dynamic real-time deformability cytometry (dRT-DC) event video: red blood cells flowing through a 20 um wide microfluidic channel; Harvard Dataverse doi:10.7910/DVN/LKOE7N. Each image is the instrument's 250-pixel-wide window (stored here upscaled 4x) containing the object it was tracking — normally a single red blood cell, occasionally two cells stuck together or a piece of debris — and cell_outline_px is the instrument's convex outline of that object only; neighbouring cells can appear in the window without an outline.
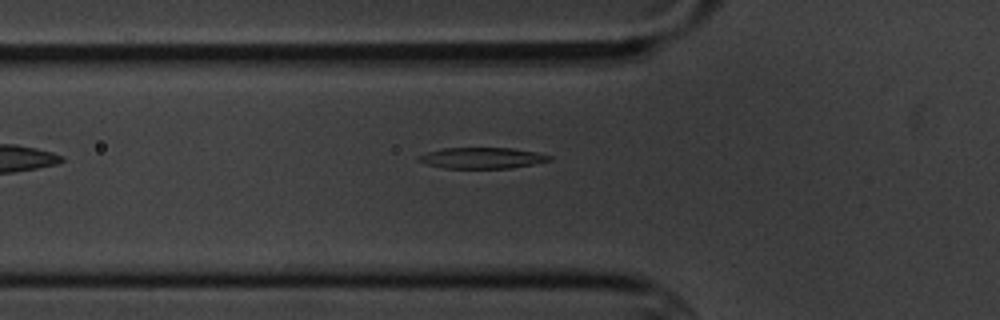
{"species": "common noctule bat (a hibernating species)", "species_latin": "Nyctalus noctula", "temperature_condition": "cold", "stored_images_in_passage": 6, "camera_frame_rate_fps": 3000, "um_per_image_px": 0.085, "animal": {"sex": "male", "body_mass_g": 20.1, "forearm_length_mm": 53.5}, "frame": {"image": 1, "passage_image": 6, "time_ms": 5.667, "image_size_px": [1000, 320], "cell_outline_px": [[552, 160], [512, 168], [444, 168], [428, 164], [416, 160], [416, 156], [428, 152], [444, 148], [512, 148], [536, 152], [552, 156]], "centroid_in_image_um": [40.97, 13.43], "position_along_channel_um": 84.8, "area_um2": 15.95}}